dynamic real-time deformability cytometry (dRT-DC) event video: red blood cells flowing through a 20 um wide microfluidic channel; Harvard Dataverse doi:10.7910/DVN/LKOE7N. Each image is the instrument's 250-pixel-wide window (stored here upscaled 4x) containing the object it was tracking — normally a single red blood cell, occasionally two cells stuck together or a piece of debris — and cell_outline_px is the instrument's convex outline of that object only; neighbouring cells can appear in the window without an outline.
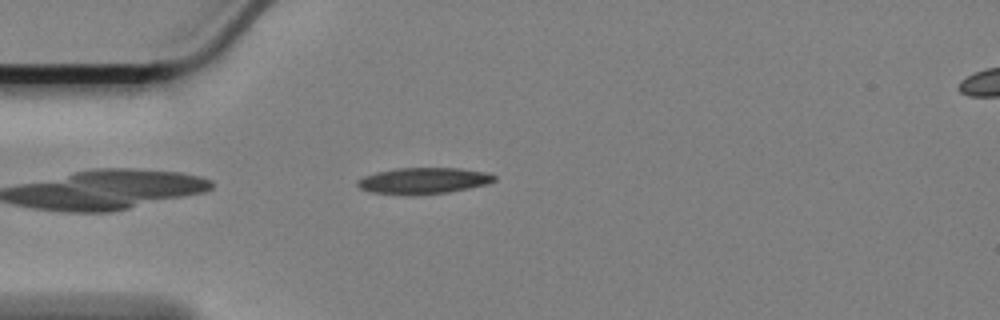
{"species": "Egyptian fruit bat (a non-hibernating species)", "species_latin": "Rousettus aegyptiacus", "temperature_condition": "cold", "stored_images_in_passage": 46, "camera_frame_rate_fps": 3000, "um_per_image_px": 0.085, "animal": {"sex": "female"}, "frame": {"image": 1, "passage_image": 3, "time_ms": 0.667, "image_size_px": [1000, 320], "cell_outline_px": [[496, 180], [488, 184], [448, 192], [412, 196], [372, 192], [360, 188], [356, 184], [356, 180], [364, 176], [376, 172], [396, 168], [456, 168], [484, 172], [496, 176]], "centroid_in_image_um": [35.96, 15.37], "position_along_channel_um": 49.0, "area_um2": 20.98}}
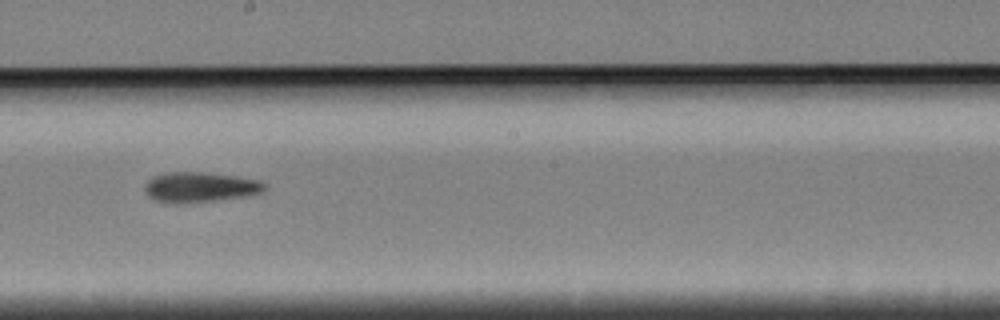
{"frame": {"image": 2, "passage_image": 20, "time_ms": 6.333, "image_size_px": [1000, 320], "cell_outline_px": [[268, 188], [264, 192], [248, 196], [184, 204], [164, 204], [152, 200], [144, 192], [144, 188], [148, 180], [152, 176], [164, 172], [204, 172], [236, 176], [260, 180], [268, 184]], "centroid_in_image_um": [16.99, 15.92], "position_along_channel_um": 231.2, "area_um2": 21.85}}
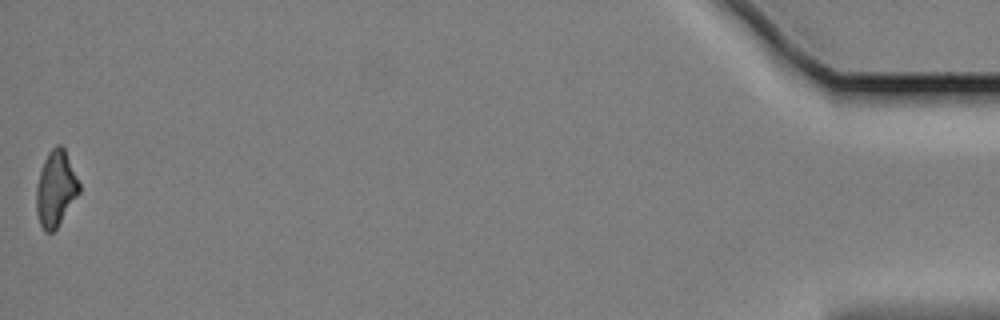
{"frame": {"image": 3, "passage_image": 46, "time_ms": 15.0, "image_size_px": [1000, 320], "cell_outline_px": [[80, 192], [56, 228], [52, 232], [44, 232], [40, 224], [36, 212], [36, 184], [44, 160], [48, 152], [56, 144], [60, 144], [64, 148], [80, 184]], "centroid_in_image_um": [4.72, 16.03], "position_along_channel_um": 430.5, "area_um2": 18.79}, "authors_computed_cell_mechanics": {"area_um2": 20.3745, "velocity_mm_per_s": 3.393, "shape_relaxation_time_tau1_ms": 6.5316, "shape_relaxation_time_tau2_ms": null, "deformation_change_tau1": 0.1386, "deformation_change_tau2": null}}